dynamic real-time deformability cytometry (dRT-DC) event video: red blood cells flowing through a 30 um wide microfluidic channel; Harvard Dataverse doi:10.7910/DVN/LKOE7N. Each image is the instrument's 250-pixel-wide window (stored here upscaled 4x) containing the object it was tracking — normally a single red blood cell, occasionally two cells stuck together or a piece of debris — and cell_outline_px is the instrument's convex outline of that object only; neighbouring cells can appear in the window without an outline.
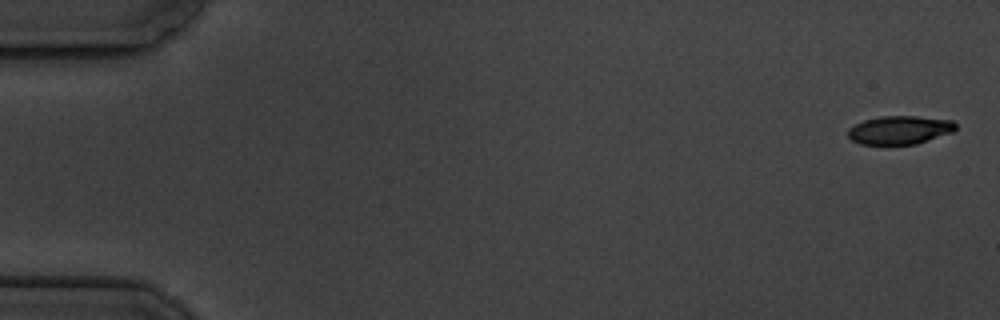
{"species": "common noctule bat (a hibernating species)", "species_latin": "Nyctalus noctula", "temperature_condition": "cold", "stored_images_in_passage": 5, "camera_frame_rate_fps": 3000, "um_per_image_px": 0.085, "animal": {"sex": "male", "body_mass_g": 19.5, "forearm_length_mm": 54.6}, "frame": {"image": 1, "passage_image": 1, "time_ms": 0.0, "image_size_px": [1000, 320], "cell_outline_px": [[956, 128], [952, 132], [916, 144], [860, 144], [852, 140], [848, 136], [848, 128], [864, 120], [880, 116], [916, 116], [952, 120], [956, 124]], "centroid_in_image_um": [76.46, 11.04], "position_along_channel_um": 8.5, "area_um2": 17.74}}
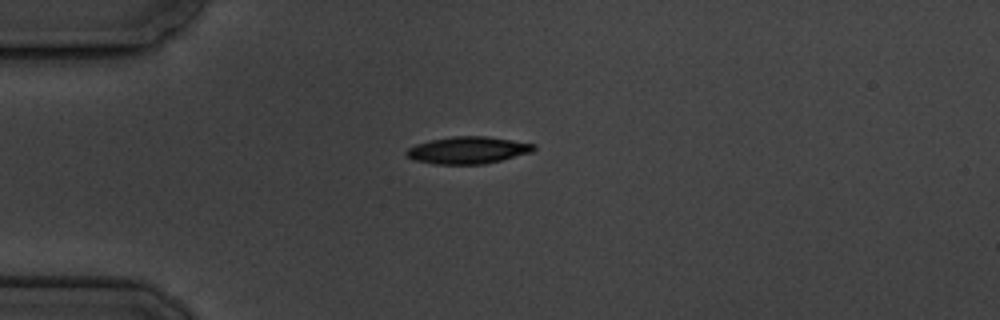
{"frame": {"image": 2, "passage_image": 5, "time_ms": 4.667, "image_size_px": [1000, 320], "cell_outline_px": [[536, 148], [532, 152], [484, 164], [436, 164], [416, 160], [408, 156], [404, 152], [408, 148], [416, 144], [432, 140], [452, 136], [488, 136], [536, 144]], "centroid_in_image_um": [39.79, 12.76], "position_along_channel_um": 45.2, "area_um2": 19.94}}